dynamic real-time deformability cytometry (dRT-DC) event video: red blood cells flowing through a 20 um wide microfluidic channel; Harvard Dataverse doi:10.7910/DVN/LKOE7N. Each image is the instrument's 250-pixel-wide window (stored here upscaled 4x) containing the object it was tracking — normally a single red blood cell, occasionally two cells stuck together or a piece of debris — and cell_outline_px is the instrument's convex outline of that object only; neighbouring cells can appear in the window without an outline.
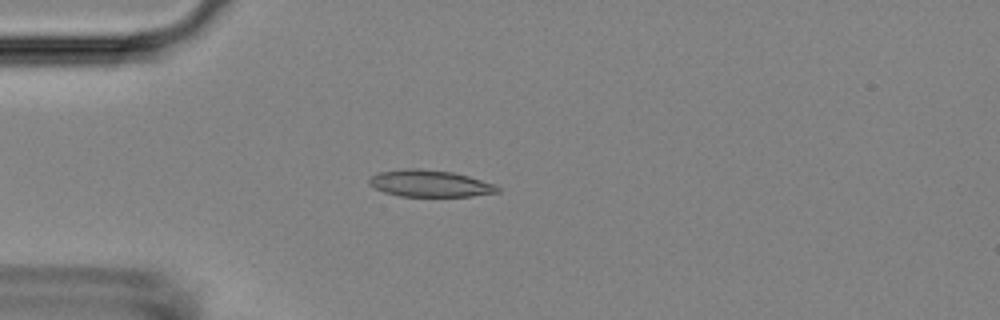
{"species": "Egyptian fruit bat (a non-hibernating species)", "species_latin": "Rousettus aegyptiacus", "temperature_condition": "room temperature", "stored_images_in_passage": 4, "camera_frame_rate_fps": 3000, "um_per_image_px": 0.085, "animal": {"sex": "female"}, "frame": {"image": 1, "passage_image": 4, "time_ms": 1.0, "image_size_px": [1000, 320], "cell_outline_px": [[500, 192], [472, 196], [400, 196], [384, 192], [368, 184], [368, 180], [372, 176], [380, 172], [404, 168], [420, 168], [452, 172], [468, 176], [496, 184], [500, 188]], "centroid_in_image_um": [36.56, 15.59], "position_along_channel_um": 48.4, "area_um2": 20.06}}